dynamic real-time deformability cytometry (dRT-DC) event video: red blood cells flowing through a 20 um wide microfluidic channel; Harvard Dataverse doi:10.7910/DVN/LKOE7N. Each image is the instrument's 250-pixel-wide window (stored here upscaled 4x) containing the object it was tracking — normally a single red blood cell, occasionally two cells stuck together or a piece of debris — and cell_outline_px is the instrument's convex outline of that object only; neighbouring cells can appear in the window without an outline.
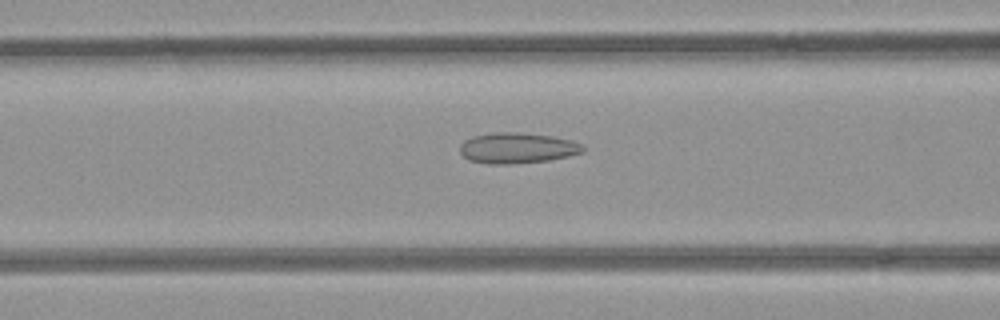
{"species": "common noctule bat (a hibernating species)", "species_latin": "Nyctalus noctula", "temperature_condition": "room temperature", "stored_images_in_passage": 46, "camera_frame_rate_fps": 3000, "um_per_image_px": 0.085, "animal": {"sex": "female", "body_mass_g": 21.9}, "frame": {"image": 1, "passage_image": 15, "time_ms": 4.667, "image_size_px": [1000, 320], "cell_outline_px": [[584, 152], [568, 156], [548, 160], [508, 164], [488, 164], [468, 160], [460, 152], [460, 144], [464, 140], [472, 136], [496, 132], [516, 132], [552, 136], [572, 140], [584, 144]], "centroid_in_image_um": [43.97, 12.58], "position_along_channel_um": 122.6, "area_um2": 22.08}}
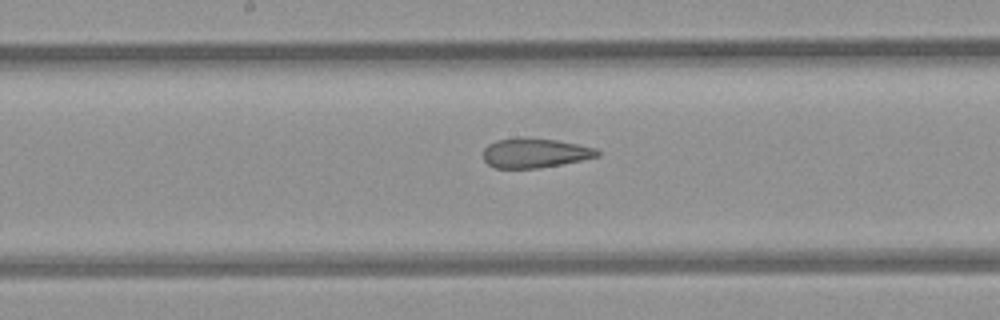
{"frame": {"image": 2, "passage_image": 21, "time_ms": 6.667, "image_size_px": [1000, 320], "cell_outline_px": [[600, 156], [560, 164], [536, 168], [496, 168], [488, 164], [484, 160], [484, 148], [488, 144], [496, 140], [556, 140], [596, 148], [600, 152]], "centroid_in_image_um": [45.48, 13.04], "position_along_channel_um": 202.7, "area_um2": 18.79}}
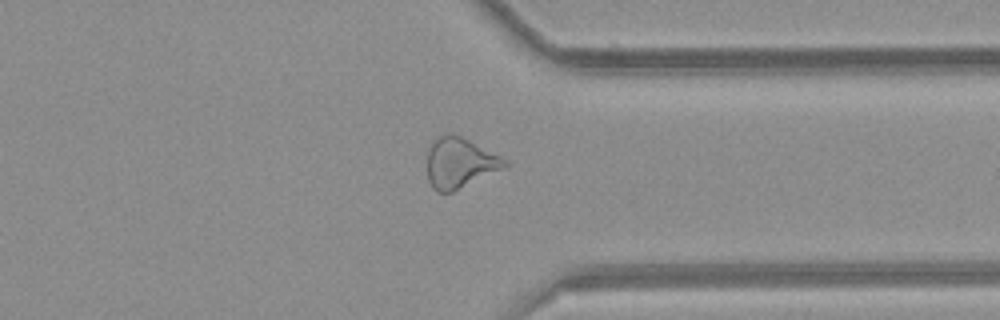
{"frame": {"image": 3, "passage_image": 34, "time_ms": 11.0, "image_size_px": [1000, 320], "cell_outline_px": [[508, 164], [452, 192], [436, 192], [432, 188], [428, 180], [428, 148], [432, 140], [448, 132], [460, 136], [508, 160]], "centroid_in_image_um": [39.0, 13.83], "position_along_channel_um": 372.4, "area_um2": 22.2}, "authors_computed_cell_mechanics": {"area_um2": 22.8021, "velocity_mm_per_s": 3.9856, "shape_relaxation_time_tau1_ms": null, "shape_relaxation_time_tau2_ms": 2.3583, "deformation_change_tau1": null, "deformation_change_tau2": 0.1115}}